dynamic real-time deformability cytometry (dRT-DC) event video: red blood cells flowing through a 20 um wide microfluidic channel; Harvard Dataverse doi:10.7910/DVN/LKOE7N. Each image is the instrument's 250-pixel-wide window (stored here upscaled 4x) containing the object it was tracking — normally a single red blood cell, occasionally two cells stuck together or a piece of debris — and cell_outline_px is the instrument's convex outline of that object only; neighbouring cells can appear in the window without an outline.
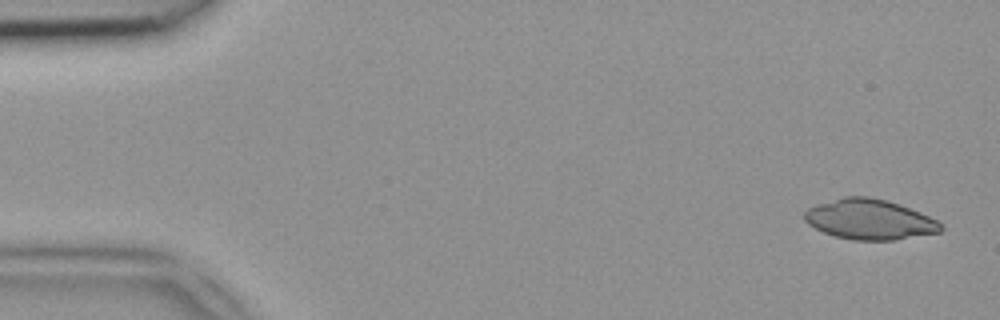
{"species": "common noctule bat (a hibernating species)", "species_latin": "Nyctalus noctula", "temperature_condition": "room temperature", "stored_images_in_passage": 37, "camera_frame_rate_fps": 3000, "um_per_image_px": 0.085, "animal": {"sex": "female", "body_mass_g": 18.4}, "frame": {"image": 1, "passage_image": 2, "time_ms": 0.333, "image_size_px": [1000, 320], "cell_outline_px": [[944, 228], [940, 232], [892, 240], [856, 240], [836, 236], [824, 232], [808, 224], [804, 220], [804, 212], [808, 208], [816, 204], [844, 196], [868, 196], [900, 204], [920, 212], [936, 220]], "centroid_in_image_um": [73.89, 18.64], "position_along_channel_um": 11.1, "area_um2": 31.73}}